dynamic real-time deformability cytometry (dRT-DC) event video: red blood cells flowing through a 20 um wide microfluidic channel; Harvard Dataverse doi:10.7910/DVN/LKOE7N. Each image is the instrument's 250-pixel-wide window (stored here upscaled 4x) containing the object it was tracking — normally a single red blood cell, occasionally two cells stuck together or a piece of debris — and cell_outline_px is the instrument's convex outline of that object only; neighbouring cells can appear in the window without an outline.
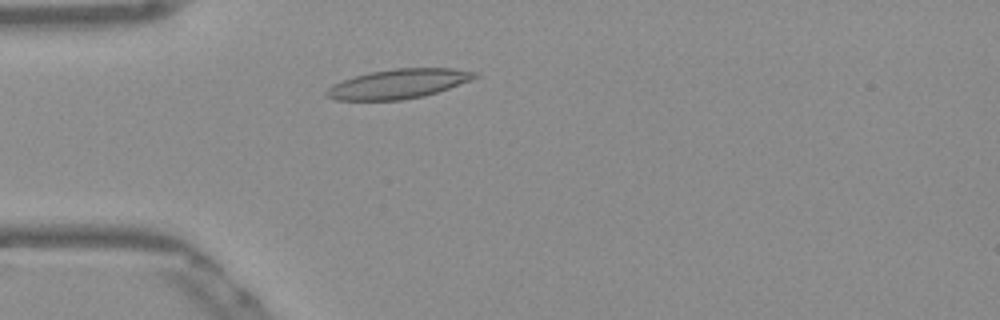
{"species": "Egyptian fruit bat (a non-hibernating species)", "species_latin": "Rousettus aegyptiacus", "temperature_condition": "warm", "stored_images_in_passage": 39, "camera_frame_rate_fps": 3000, "um_per_image_px": 0.085, "frame": {"image": 1, "passage_image": 1, "time_ms": 0.0, "image_size_px": [1000, 320], "cell_outline_px": [[480, 76], [472, 80], [424, 96], [400, 100], [336, 100], [328, 96], [324, 92], [328, 88], [344, 80], [368, 72], [396, 68], [452, 68], [480, 72]], "centroid_in_image_um": [33.93, 7.11], "position_along_channel_um": 51.1, "area_um2": 25.32}}
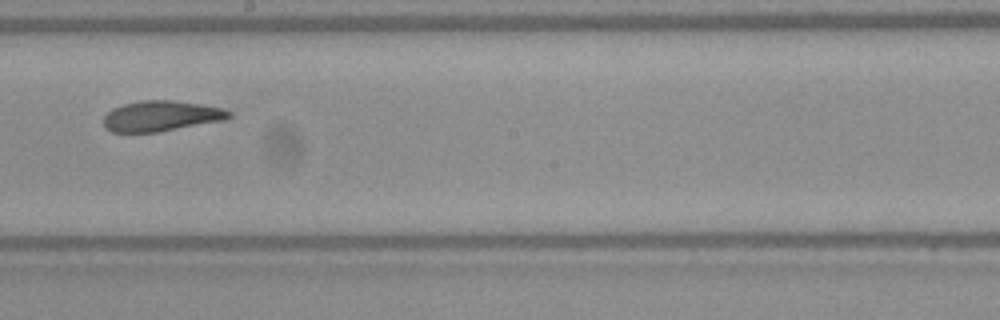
{"frame": {"image": 2, "passage_image": 16, "time_ms": 5.0, "image_size_px": [1000, 320], "cell_outline_px": [[232, 116], [224, 120], [156, 132], [112, 132], [104, 128], [104, 116], [112, 108], [124, 104], [140, 100], [172, 100], [200, 104], [220, 108], [232, 112]], "centroid_in_image_um": [13.67, 9.86], "position_along_channel_um": 234.5, "area_um2": 22.14}}
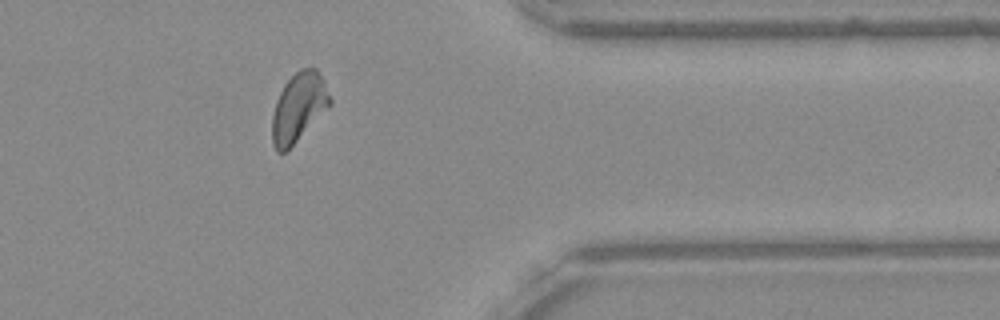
{"frame": {"image": 3, "passage_image": 29, "time_ms": 9.333, "image_size_px": [1000, 320], "cell_outline_px": [[332, 104], [284, 152], [276, 152], [272, 144], [272, 116], [276, 100], [284, 84], [300, 68], [316, 68], [324, 80], [332, 100]], "centroid_in_image_um": [25.38, 9.09], "position_along_channel_um": 386.0, "area_um2": 22.89}, "authors_computed_cell_mechanics": {"area_um2": 22.5998, "velocity_mm_per_s": 3.86, "shape_relaxation_time_tau1_ms": null, "shape_relaxation_time_tau2_ms": 2.965, "deformation_change_tau1": null, "deformation_change_tau2": 0.0969}}